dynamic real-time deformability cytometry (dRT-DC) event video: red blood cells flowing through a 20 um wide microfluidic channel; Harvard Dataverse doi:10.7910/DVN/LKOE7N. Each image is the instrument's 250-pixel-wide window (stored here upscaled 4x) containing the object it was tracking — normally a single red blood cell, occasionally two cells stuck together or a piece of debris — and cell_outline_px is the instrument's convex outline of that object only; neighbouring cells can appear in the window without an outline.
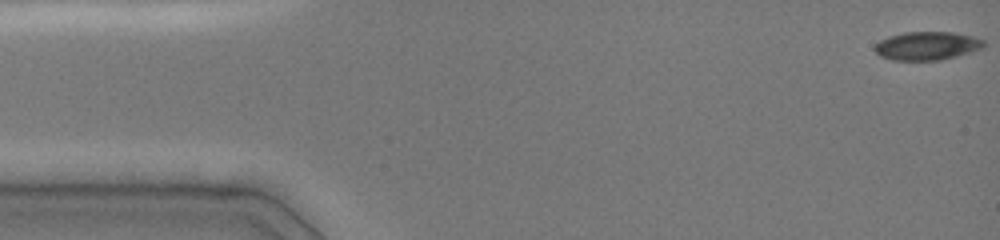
{"species": "common noctule bat (a hibernating species)", "species_latin": "Nyctalus noctula", "temperature_condition": "cold", "stored_images_in_passage": 46, "camera_frame_rate_fps": 3000, "um_per_image_px": 0.085, "animal": {"sex": "female", "body_mass_g": 19.0, "forearm_length_mm": 51.5}, "frame": {"image": 1, "passage_image": 1, "time_ms": 0.0, "image_size_px": [1000, 240], "cell_outline_px": [[984, 48], [972, 52], [940, 60], [892, 60], [880, 56], [872, 48], [880, 40], [888, 36], [904, 32], [952, 32], [972, 36], [984, 40]], "centroid_in_image_um": [78.79, 3.89], "position_along_channel_um": 6.2, "area_um2": 18.15}}
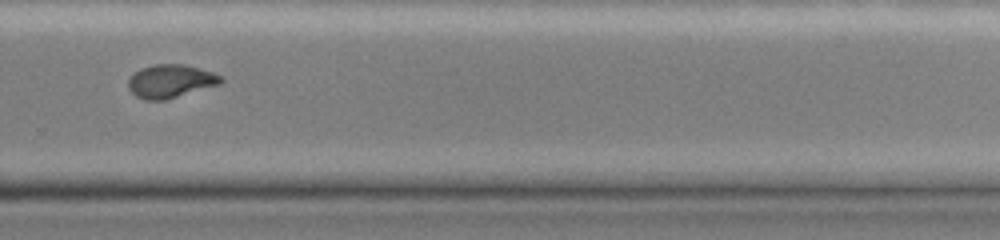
{"frame": {"image": 2, "passage_image": 33, "time_ms": 10.667, "image_size_px": [1000, 240], "cell_outline_px": [[224, 80], [220, 84], [164, 100], [144, 100], [136, 96], [128, 88], [128, 80], [140, 68], [156, 64], [180, 64], [196, 68], [220, 76]], "centroid_in_image_um": [14.45, 6.91], "position_along_channel_um": 315.4, "area_um2": 17.51}}
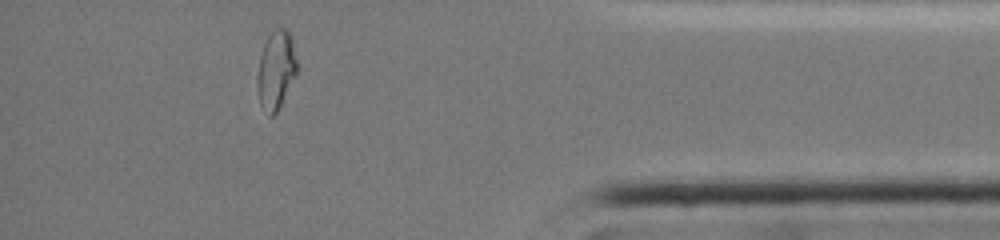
{"frame": {"image": 3, "passage_image": 42, "time_ms": 13.667, "image_size_px": [1000, 240], "cell_outline_px": [[296, 72], [280, 108], [272, 116], [260, 104], [256, 88], [256, 76], [260, 56], [264, 44], [268, 36], [276, 28], [284, 28], [288, 32], [292, 40], [296, 60]], "centroid_in_image_um": [23.43, 5.96], "position_along_channel_um": 411.8, "area_um2": 17.86}, "authors_computed_cell_mechanics": {"area_um2": 18.7561, "velocity_mm_per_s": 4.0439, "shape_relaxation_time_tau1_ms": null, "shape_relaxation_time_tau2_ms": 1.0481, "deformation_change_tau1": null, "deformation_change_tau2": 0.038}}